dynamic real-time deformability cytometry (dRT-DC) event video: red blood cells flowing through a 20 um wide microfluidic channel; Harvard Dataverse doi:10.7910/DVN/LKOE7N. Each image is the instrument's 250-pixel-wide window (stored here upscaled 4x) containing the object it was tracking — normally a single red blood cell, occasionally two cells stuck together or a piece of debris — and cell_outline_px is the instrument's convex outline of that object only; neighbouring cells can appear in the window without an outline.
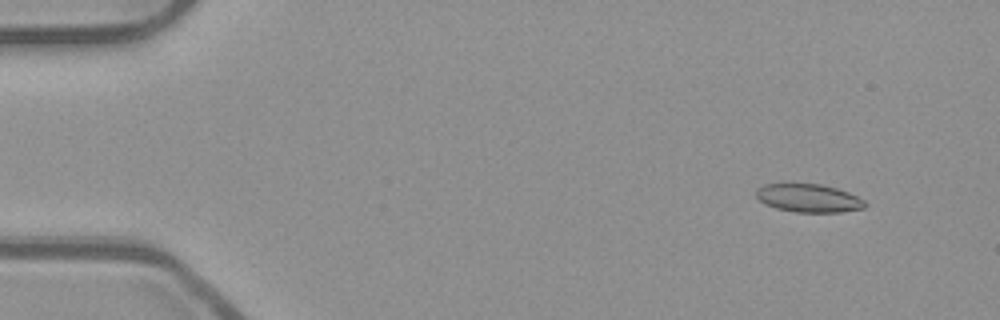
{"species": "common noctule bat (a hibernating species)", "species_latin": "Nyctalus noctula", "temperature_condition": "room temperature", "stored_images_in_passage": 50, "camera_frame_rate_fps": 3000, "um_per_image_px": 0.085, "animal": {"sex": "male", "body_mass_g": 23.1, "forearm_length_mm": 52.7}, "frame": {"image": 1, "passage_image": 2, "time_ms": 0.333, "image_size_px": [1000, 320], "cell_outline_px": [[868, 204], [864, 208], [840, 212], [796, 212], [776, 208], [764, 204], [756, 196], [756, 188], [764, 184], [784, 180], [820, 184], [836, 188], [848, 192], [864, 200]], "centroid_in_image_um": [68.65, 16.78], "position_along_channel_um": 16.3, "area_um2": 18.67}}
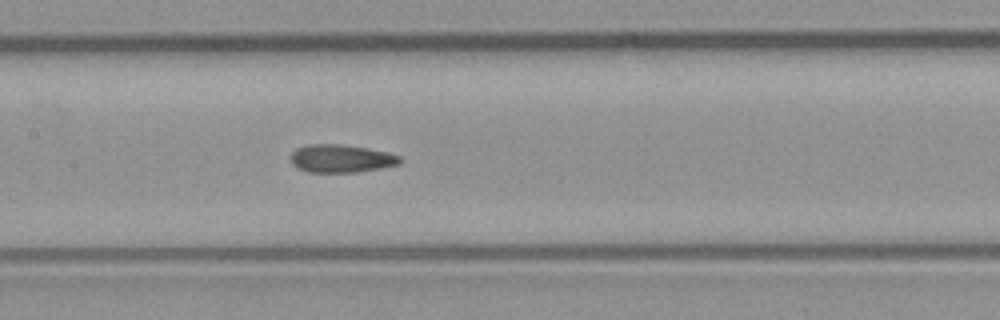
{"frame": {"image": 2, "passage_image": 23, "time_ms": 7.333, "image_size_px": [1000, 320], "cell_outline_px": [[404, 160], [400, 164], [380, 168], [356, 172], [308, 172], [292, 164], [288, 156], [296, 148], [308, 144], [340, 144], [368, 148], [388, 152], [400, 156]], "centroid_in_image_um": [29.0, 13.47], "position_along_channel_um": 178.4, "area_um2": 17.98}}
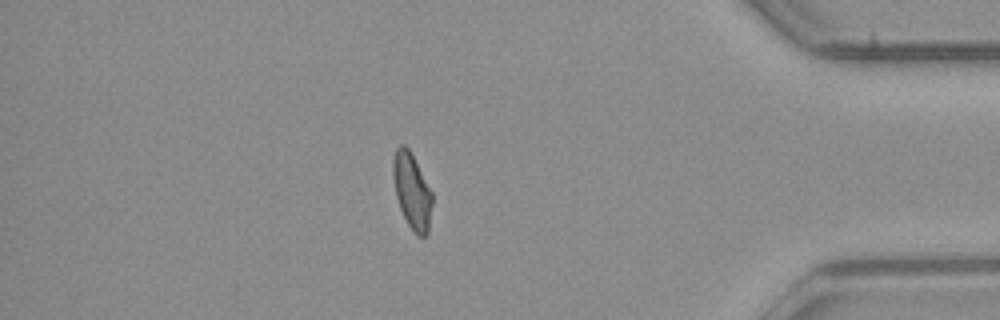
{"frame": {"image": 3, "passage_image": 43, "time_ms": 14.0, "image_size_px": [1000, 320], "cell_outline_px": [[432, 204], [428, 232], [424, 236], [416, 236], [408, 224], [400, 208], [396, 196], [392, 176], [392, 160], [396, 148], [400, 144], [404, 144], [408, 148], [432, 192]], "centroid_in_image_um": [35.0, 16.23], "position_along_channel_um": 400.2, "area_um2": 17.17}, "authors_computed_cell_mechanics": {"area_um2": 17.9469, "velocity_mm_per_s": 3.912, "shape_relaxation_time_tau1_ms": null, "shape_relaxation_time_tau2_ms": 2.3216, "deformation_change_tau1": null, "deformation_change_tau2": 0.0977}}